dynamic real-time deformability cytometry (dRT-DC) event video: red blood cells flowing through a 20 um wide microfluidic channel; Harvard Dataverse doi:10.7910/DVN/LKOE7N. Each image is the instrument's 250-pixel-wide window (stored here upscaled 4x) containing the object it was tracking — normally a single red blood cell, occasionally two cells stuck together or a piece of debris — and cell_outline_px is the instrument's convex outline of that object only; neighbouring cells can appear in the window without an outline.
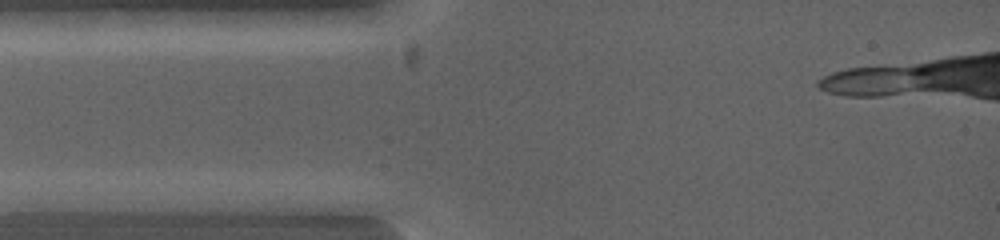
{"species": "common noctule bat (a hibernating species)", "species_latin": "Nyctalus noctula", "temperature_condition": "warm", "stored_images_in_passage": 3, "camera_frame_rate_fps": 5000, "um_per_image_px": 0.085, "animal": {"sex": "female", "body_mass_g": 19.0, "forearm_length_mm": 53.3}, "frame": {"image": 1, "passage_image": 2, "time_ms": 0.4, "image_size_px": [1000, 240], "cell_outline_px": [[128, 200], [108, 208], [72, 212], [40, 212], [16, 200], [40, 192]], "centroid_in_image_um": [5.69, 17.22], "position_along_channel_um": 79.3, "area_um2": 10.23}}